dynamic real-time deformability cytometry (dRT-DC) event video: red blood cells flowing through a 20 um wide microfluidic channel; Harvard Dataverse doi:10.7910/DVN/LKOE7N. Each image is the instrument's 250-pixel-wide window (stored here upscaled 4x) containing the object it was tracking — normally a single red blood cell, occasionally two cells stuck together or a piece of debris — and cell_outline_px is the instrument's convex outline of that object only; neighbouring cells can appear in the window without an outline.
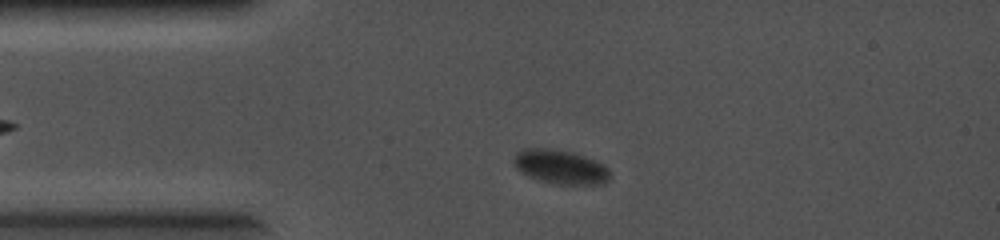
{"species": "common noctule bat (a hibernating species)", "species_latin": "Nyctalus noctula", "temperature_condition": "cold", "stored_images_in_passage": 64, "camera_frame_rate_fps": 5000, "um_per_image_px": 0.085, "animal": {"sex": "female", "body_mass_g": 19.0, "forearm_length_mm": 56.7}, "frame": {"image": 1, "passage_image": 10, "time_ms": 1.8, "image_size_px": [1000, 240], "cell_outline_px": [[608, 180], [604, 184], [556, 184], [540, 180], [528, 176], [520, 172], [512, 164], [512, 160], [516, 152], [520, 148], [552, 148], [572, 152], [584, 156], [604, 164], [608, 168]], "centroid_in_image_um": [47.57, 14.17], "position_along_channel_um": 37.4, "area_um2": 19.31}}
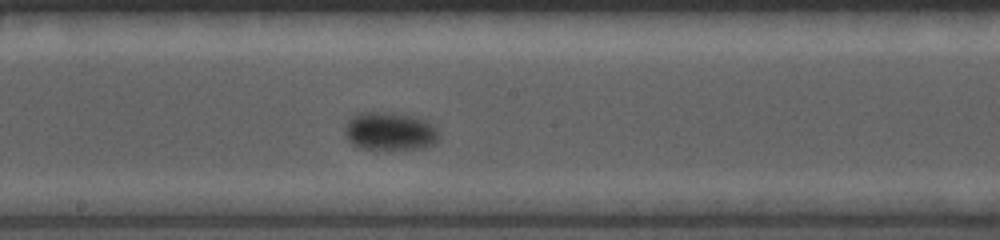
{"frame": {"image": 2, "passage_image": 33, "time_ms": 6.4, "image_size_px": [1000, 240], "cell_outline_px": [[440, 136], [432, 144], [424, 148], [360, 148], [352, 144], [344, 136], [344, 132], [348, 120], [352, 116], [360, 112], [376, 112], [416, 116], [428, 120], [436, 128]], "centroid_in_image_um": [33.13, 11.14], "position_along_channel_um": 215.1, "area_um2": 20.75}}
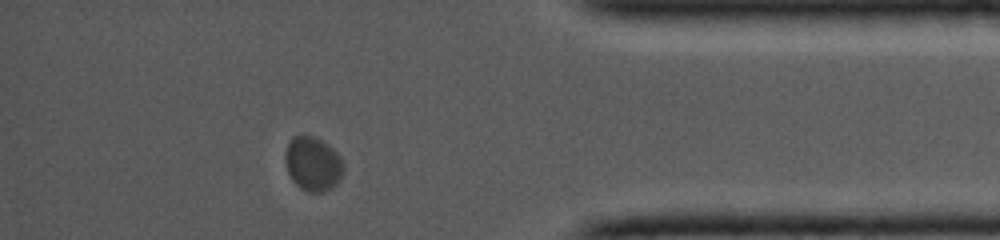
{"frame": {"image": 3, "passage_image": 57, "time_ms": 11.2, "image_size_px": [1000, 240], "cell_outline_px": [[344, 172], [340, 180], [332, 188], [320, 192], [308, 192], [300, 188], [292, 180], [288, 172], [284, 160], [284, 152], [292, 136], [312, 136], [328, 144], [340, 156], [344, 164]], "centroid_in_image_um": [26.6, 13.94], "position_along_channel_um": 408.6, "area_um2": 18.55}}